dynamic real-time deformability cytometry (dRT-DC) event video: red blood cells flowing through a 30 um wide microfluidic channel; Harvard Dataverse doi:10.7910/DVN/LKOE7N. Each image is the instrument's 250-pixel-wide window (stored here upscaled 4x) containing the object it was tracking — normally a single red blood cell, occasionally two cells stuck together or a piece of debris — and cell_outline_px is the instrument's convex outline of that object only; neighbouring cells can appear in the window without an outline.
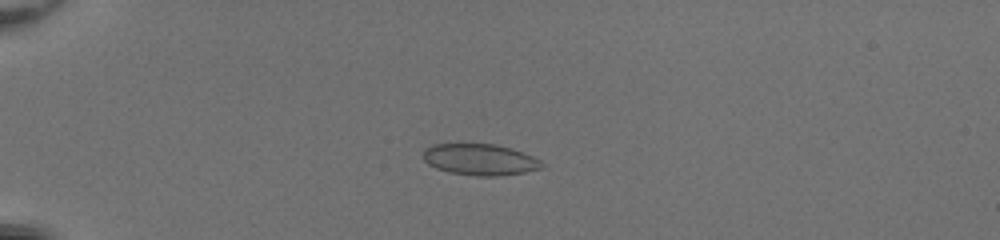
{"species": "common noctule bat (a hibernating species)", "species_latin": "Nyctalus noctula", "temperature_condition": "room temperature", "stored_images_in_passage": 51, "camera_frame_rate_fps": 3000, "um_per_image_px": 0.085, "animal": {"sex": "female", "body_mass_g": 20.0, "forearm_length_mm": 54.0}, "frame": {"image": 1, "passage_image": 14, "time_ms": 4.333, "image_size_px": [1000, 240], "cell_outline_px": [[544, 168], [524, 172], [496, 176], [476, 176], [452, 172], [436, 168], [428, 164], [424, 160], [424, 148], [432, 144], [460, 140], [496, 144], [532, 156], [540, 160], [544, 164]], "centroid_in_image_um": [40.73, 13.5], "position_along_channel_um": 44.3, "area_um2": 22.37}}
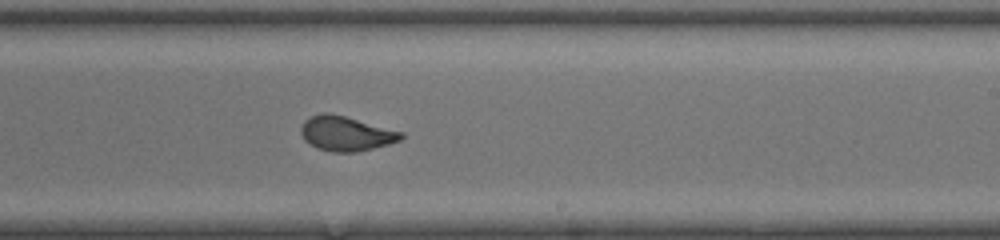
{"frame": {"image": 2, "passage_image": 33, "time_ms": 10.667, "image_size_px": [1000, 240], "cell_outline_px": [[404, 136], [400, 140], [388, 144], [356, 152], [332, 152], [316, 148], [308, 144], [304, 140], [300, 132], [300, 128], [304, 120], [312, 116], [324, 112], [328, 112], [344, 116], [404, 132]], "centroid_in_image_um": [29.37, 11.36], "position_along_channel_um": 259.6, "area_um2": 20.23}}
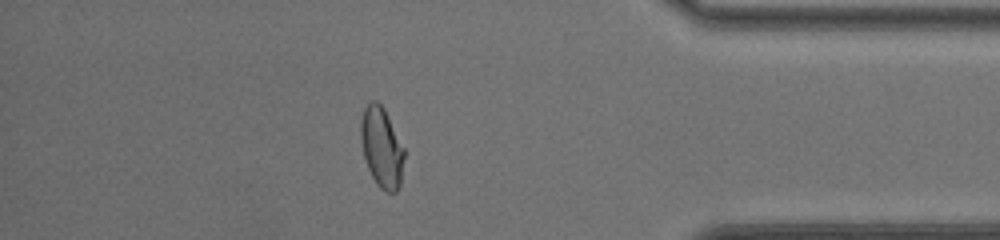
{"frame": {"image": 3, "passage_image": 45, "time_ms": 14.667, "image_size_px": [1000, 240], "cell_outline_px": [[404, 156], [400, 184], [396, 192], [384, 192], [376, 184], [368, 168], [364, 156], [360, 140], [360, 120], [364, 108], [372, 100], [376, 100], [384, 108], [404, 148]], "centroid_in_image_um": [32.42, 12.53], "position_along_channel_um": 402.8, "area_um2": 20.29}}